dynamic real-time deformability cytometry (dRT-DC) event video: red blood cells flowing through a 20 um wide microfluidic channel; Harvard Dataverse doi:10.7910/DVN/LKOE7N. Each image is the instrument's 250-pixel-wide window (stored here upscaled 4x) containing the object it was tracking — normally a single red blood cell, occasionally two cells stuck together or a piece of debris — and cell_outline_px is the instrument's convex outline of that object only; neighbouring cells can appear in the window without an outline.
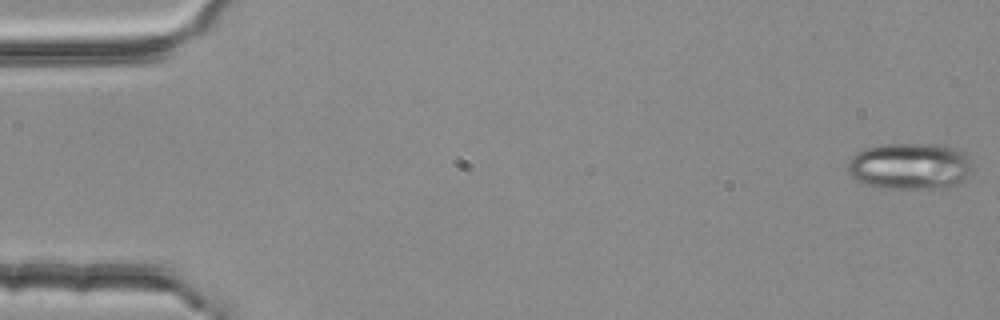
{"species": "common noctule bat (a hibernating species)", "species_latin": "Nyctalus noctula", "temperature_condition": "room temperature", "stored_images_in_passage": 4, "camera_frame_rate_fps": 3000, "um_per_image_px": 0.085, "animal": {"sex": "female", "body_mass_g": 25.1}, "frame": {"image": 1, "passage_image": 1, "time_ms": 0.0, "image_size_px": [1000, 320], "cell_outline_px": [[972, 172], [964, 180], [956, 184], [944, 188], [888, 188], [868, 184], [856, 180], [848, 172], [848, 160], [856, 152], [864, 148], [884, 144], [940, 144], [952, 148], [960, 152], [972, 160]], "centroid_in_image_um": [77.35, 14.12], "position_along_channel_um": 7.7, "area_um2": 33.81}}